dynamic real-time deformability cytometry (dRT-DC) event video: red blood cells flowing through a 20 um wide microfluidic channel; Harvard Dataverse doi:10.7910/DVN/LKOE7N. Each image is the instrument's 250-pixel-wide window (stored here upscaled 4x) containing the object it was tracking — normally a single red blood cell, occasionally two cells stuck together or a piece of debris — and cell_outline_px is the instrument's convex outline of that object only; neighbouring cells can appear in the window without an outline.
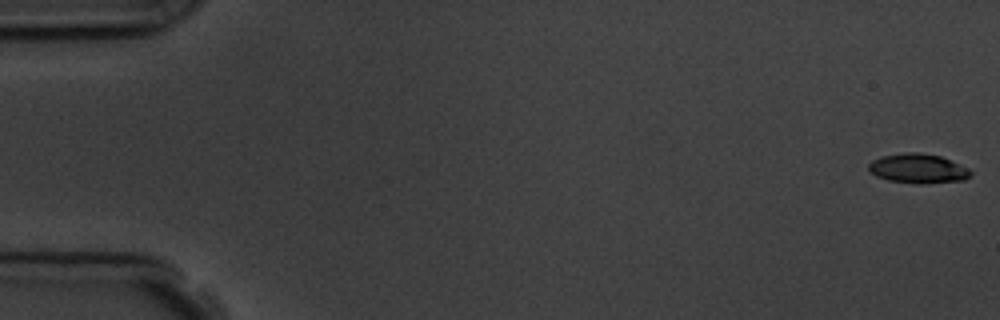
{"species": "common noctule bat (a hibernating species)", "species_latin": "Nyctalus noctula", "temperature_condition": "room temperature", "stored_images_in_passage": 5, "camera_frame_rate_fps": 3000, "um_per_image_px": 0.085, "animal": {"sex": "male", "body_mass_g": 19.5, "forearm_length_mm": 54.6}, "frame": {"image": 1, "passage_image": 1, "time_ms": 0.0, "image_size_px": [1000, 320], "cell_outline_px": [[972, 176], [964, 180], [924, 184], [916, 184], [888, 180], [876, 176], [868, 168], [868, 164], [872, 160], [880, 156], [904, 152], [920, 152], [940, 156], [968, 168], [972, 172]], "centroid_in_image_um": [78.03, 14.32], "position_along_channel_um": 7.0, "area_um2": 17.69}}
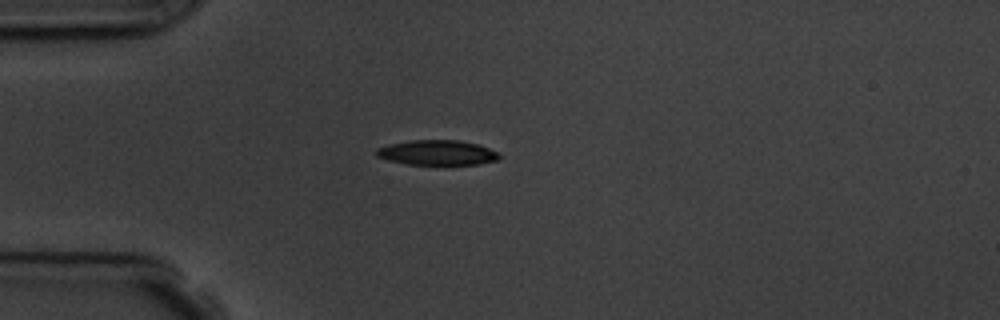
{"frame": {"image": 2, "passage_image": 5, "time_ms": 4.667, "image_size_px": [1000, 320], "cell_outline_px": [[500, 160], [480, 164], [408, 164], [388, 160], [376, 156], [376, 148], [388, 144], [408, 140], [460, 140], [476, 144], [500, 152]], "centroid_in_image_um": [37.17, 12.97], "position_along_channel_um": 47.8, "area_um2": 17.98}}